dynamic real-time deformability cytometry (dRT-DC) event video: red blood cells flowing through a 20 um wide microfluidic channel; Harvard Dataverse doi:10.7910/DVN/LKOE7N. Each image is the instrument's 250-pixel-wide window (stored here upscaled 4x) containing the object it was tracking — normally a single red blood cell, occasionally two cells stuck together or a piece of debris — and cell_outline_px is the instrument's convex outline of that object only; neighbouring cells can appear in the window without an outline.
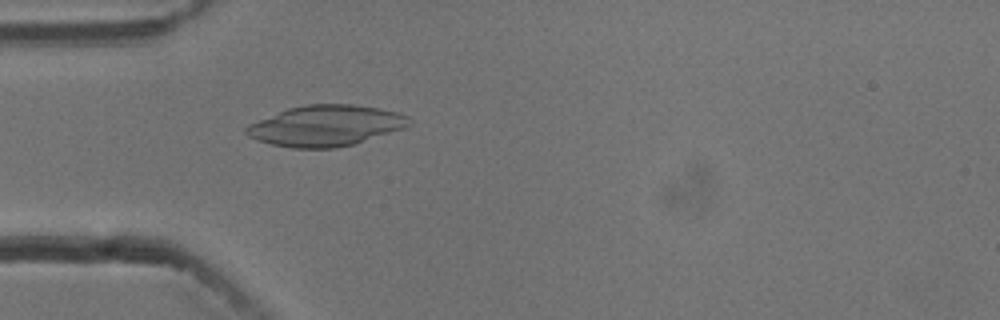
{"species": "common noctule bat (a hibernating species)", "species_latin": "Nyctalus noctula", "temperature_condition": "cold", "stored_images_in_passage": 44, "camera_frame_rate_fps": 3000, "um_per_image_px": 0.085, "animal": {"sex": "male", "body_mass_g": 13.3}, "frame": {"image": 1, "passage_image": 6, "time_ms": 1.667, "image_size_px": [1000, 320], "cell_outline_px": [[412, 120], [404, 128], [352, 144], [336, 148], [292, 148], [272, 144], [248, 136], [244, 132], [244, 128], [248, 124], [288, 108], [308, 104], [352, 104], [380, 108], [396, 112], [408, 116]], "centroid_in_image_um": [27.67, 10.68], "position_along_channel_um": 57.3, "area_um2": 38.44}}
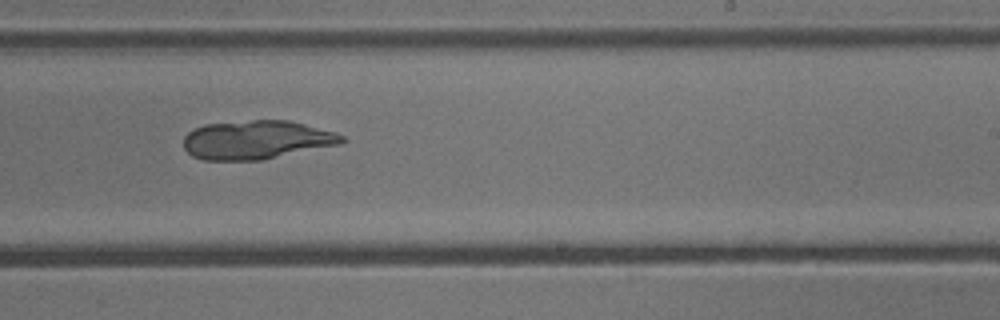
{"frame": {"image": 2, "passage_image": 23, "time_ms": 7.333, "image_size_px": [1000, 320], "cell_outline_px": [[348, 140], [340, 144], [260, 160], [204, 160], [192, 156], [184, 148], [184, 136], [188, 132], [204, 124], [252, 120], [288, 120], [336, 132], [344, 136]], "centroid_in_image_um": [21.81, 11.88], "position_along_channel_um": 267.2, "area_um2": 35.66}}
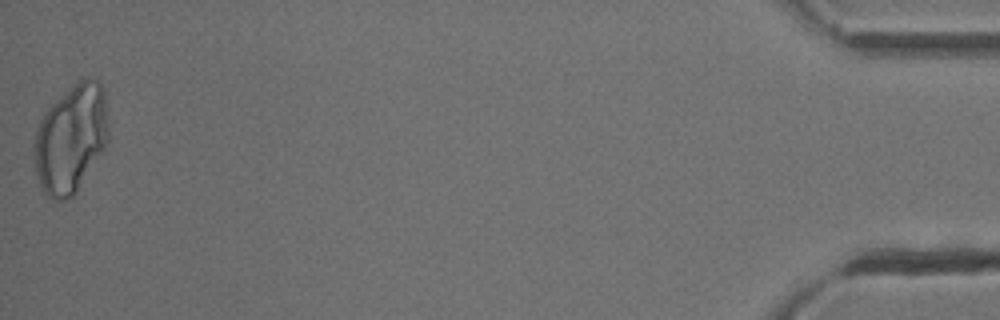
{"frame": {"image": 3, "passage_image": 44, "time_ms": 14.333, "image_size_px": [1000, 320], "cell_outline_px": [[108, 140], [104, 148], [76, 192], [68, 200], [52, 200], [44, 192], [40, 184], [36, 172], [32, 152], [32, 144], [36, 128], [44, 112], [64, 92], [84, 76], [88, 76], [96, 80], [104, 88], [108, 128]], "centroid_in_image_um": [6.0, 11.78], "position_along_channel_um": 429.2, "area_um2": 47.16}}